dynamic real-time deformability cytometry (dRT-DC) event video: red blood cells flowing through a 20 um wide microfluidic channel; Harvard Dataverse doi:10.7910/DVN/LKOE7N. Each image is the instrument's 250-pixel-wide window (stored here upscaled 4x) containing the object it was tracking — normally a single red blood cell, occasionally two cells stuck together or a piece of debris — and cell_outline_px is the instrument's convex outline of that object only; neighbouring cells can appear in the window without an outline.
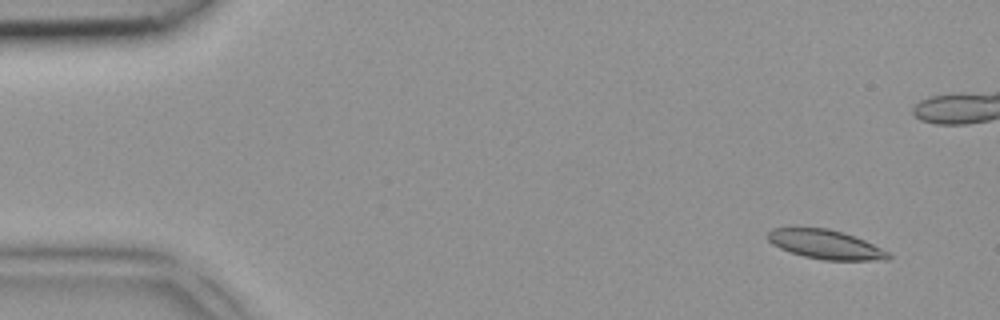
{"species": "common noctule bat (a hibernating species)", "species_latin": "Nyctalus noctula", "temperature_condition": "room temperature", "stored_images_in_passage": 5, "camera_frame_rate_fps": 3000, "um_per_image_px": 0.085, "animal": {"sex": "female", "body_mass_g": 18.4}, "frame": {"image": 1, "passage_image": 1, "time_ms": 0.0, "image_size_px": [1000, 320], "cell_outline_px": [[892, 256], [888, 260], [824, 260], [804, 256], [780, 248], [772, 244], [768, 240], [768, 232], [772, 228], [828, 228], [844, 232], [864, 240], [888, 252]], "centroid_in_image_um": [70.18, 20.78], "position_along_channel_um": 14.8, "area_um2": 20.29}}